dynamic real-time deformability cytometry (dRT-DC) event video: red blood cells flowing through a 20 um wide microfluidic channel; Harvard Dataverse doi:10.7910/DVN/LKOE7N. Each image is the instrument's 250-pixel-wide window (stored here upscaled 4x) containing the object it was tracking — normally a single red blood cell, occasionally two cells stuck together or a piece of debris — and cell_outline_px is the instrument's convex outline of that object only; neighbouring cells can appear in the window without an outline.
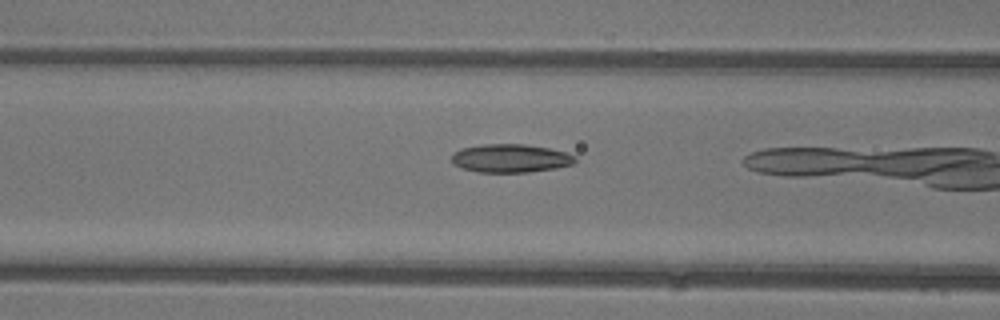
{"species": "common noctule bat (a hibernating species)", "species_latin": "Nyctalus noctula", "temperature_condition": "warm", "stored_images_in_passage": 8, "camera_frame_rate_fps": 3000, "um_per_image_px": 0.085, "animal": {"sex": "female"}, "frame": {"image": 1, "passage_image": 7, "time_ms": 2.0, "image_size_px": [1000, 320], "cell_outline_px": [[576, 160], [572, 164], [556, 168], [528, 172], [480, 172], [464, 168], [452, 164], [452, 152], [460, 148], [484, 144], [524, 144], [548, 148], [564, 152], [576, 156]], "centroid_in_image_um": [43.37, 13.45], "position_along_channel_um": 123.2, "area_um2": 20.35}}